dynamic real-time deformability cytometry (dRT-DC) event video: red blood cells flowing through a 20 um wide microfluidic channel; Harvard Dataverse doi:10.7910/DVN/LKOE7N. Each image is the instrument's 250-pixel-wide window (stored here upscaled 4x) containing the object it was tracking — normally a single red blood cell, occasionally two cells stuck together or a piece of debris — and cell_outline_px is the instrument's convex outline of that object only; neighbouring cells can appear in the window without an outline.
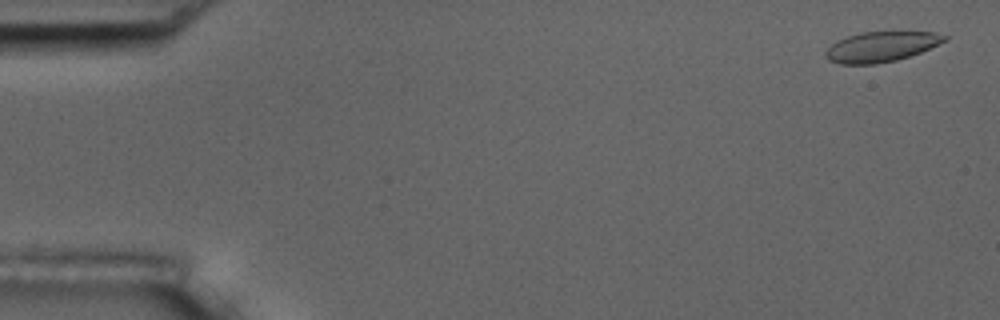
{"species": "common noctule bat (a hibernating species)", "species_latin": "Nyctalus noctula", "temperature_condition": "room temperature", "stored_images_in_passage": 7, "camera_frame_rate_fps": 3000, "um_per_image_px": 0.085, "animal": {"sex": "male", "body_mass_g": 17.5, "forearm_length_mm": 52.3}, "frame": {"image": 1, "passage_image": 1, "time_ms": 0.0, "image_size_px": [1000, 320], "cell_outline_px": [[948, 40], [920, 52], [896, 60], [876, 64], [840, 64], [828, 60], [824, 52], [836, 40], [860, 32], [936, 32], [948, 36]], "centroid_in_image_um": [74.89, 3.97], "position_along_channel_um": 10.1, "area_um2": 20.87}}
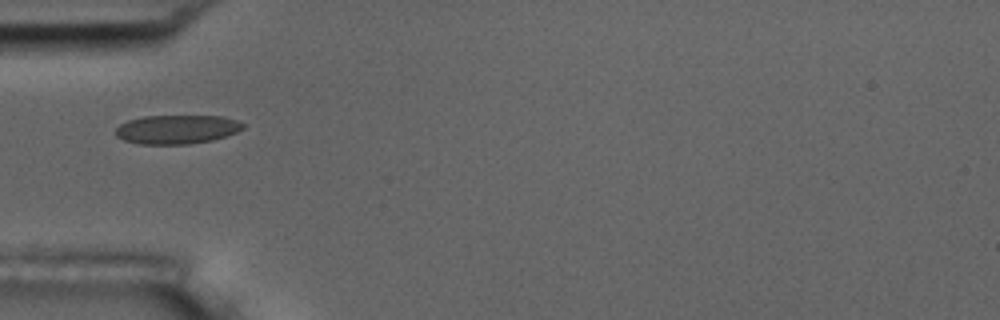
{"frame": {"image": 2, "passage_image": 5, "time_ms": 5.333, "image_size_px": [1000, 320], "cell_outline_px": [[244, 128], [236, 132], [212, 140], [188, 144], [140, 144], [124, 140], [116, 136], [116, 128], [120, 124], [128, 120], [144, 116], [220, 116], [236, 120], [244, 124]], "centroid_in_image_um": [15.01, 10.99], "position_along_channel_um": 70.0, "area_um2": 21.33}}